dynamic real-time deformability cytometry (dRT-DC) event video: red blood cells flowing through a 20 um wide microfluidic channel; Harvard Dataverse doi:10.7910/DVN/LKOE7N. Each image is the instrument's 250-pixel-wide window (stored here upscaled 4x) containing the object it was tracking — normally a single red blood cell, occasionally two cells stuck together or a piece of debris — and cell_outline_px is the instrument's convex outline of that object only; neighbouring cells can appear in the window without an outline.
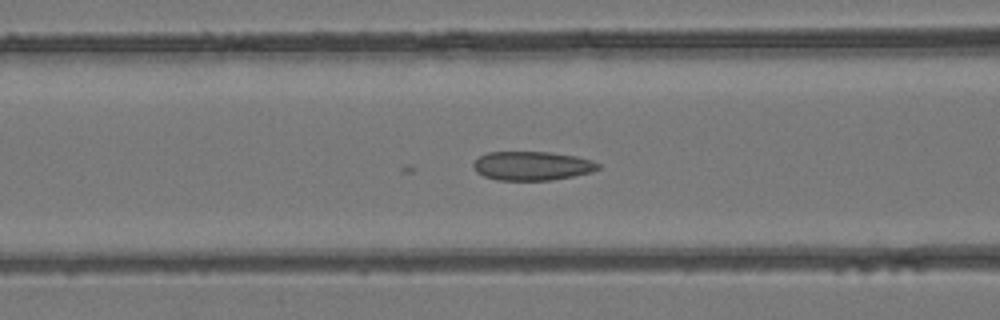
{"species": "common noctule bat (a hibernating species)", "species_latin": "Nyctalus noctula", "temperature_condition": "room temperature", "stored_images_in_passage": 40, "camera_frame_rate_fps": 3000, "um_per_image_px": 0.085, "animal": {"sex": "female", "body_mass_g": 24.6, "forearm_length_mm": 56.2}, "frame": {"image": 1, "passage_image": 19, "time_ms": 6.0, "image_size_px": [1000, 320], "cell_outline_px": [[600, 168], [592, 172], [552, 180], [496, 180], [484, 176], [476, 172], [472, 164], [480, 156], [488, 152], [552, 152], [576, 156], [592, 160], [600, 164]], "centroid_in_image_um": [45.24, 14.09], "position_along_channel_um": 121.4, "area_um2": 21.1}}
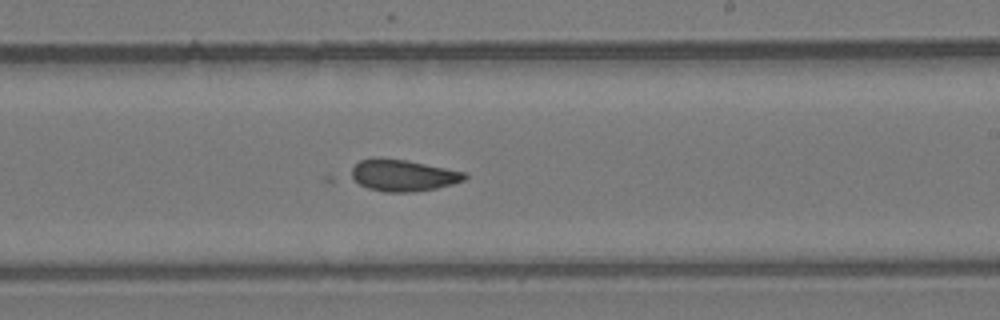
{"frame": {"image": 2, "passage_image": 28, "time_ms": 9.0, "image_size_px": [1000, 320], "cell_outline_px": [[468, 176], [464, 180], [452, 184], [436, 188], [412, 192], [384, 192], [368, 188], [360, 184], [348, 176], [352, 168], [360, 160], [372, 156], [380, 156], [408, 160], [464, 172]], "centroid_in_image_um": [34.19, 14.88], "position_along_channel_um": 254.8, "area_um2": 21.21}}
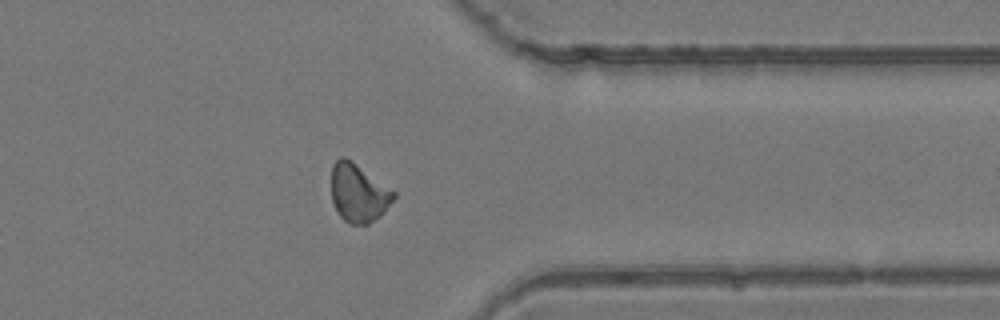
{"frame": {"image": 3, "passage_image": 37, "time_ms": 12.0, "image_size_px": [1000, 320], "cell_outline_px": [[396, 196], [384, 212], [380, 216], [368, 224], [348, 224], [340, 216], [332, 204], [332, 164], [340, 156], [344, 156], [396, 192]], "centroid_in_image_um": [30.45, 16.42], "position_along_channel_um": 380.9, "area_um2": 21.04}}